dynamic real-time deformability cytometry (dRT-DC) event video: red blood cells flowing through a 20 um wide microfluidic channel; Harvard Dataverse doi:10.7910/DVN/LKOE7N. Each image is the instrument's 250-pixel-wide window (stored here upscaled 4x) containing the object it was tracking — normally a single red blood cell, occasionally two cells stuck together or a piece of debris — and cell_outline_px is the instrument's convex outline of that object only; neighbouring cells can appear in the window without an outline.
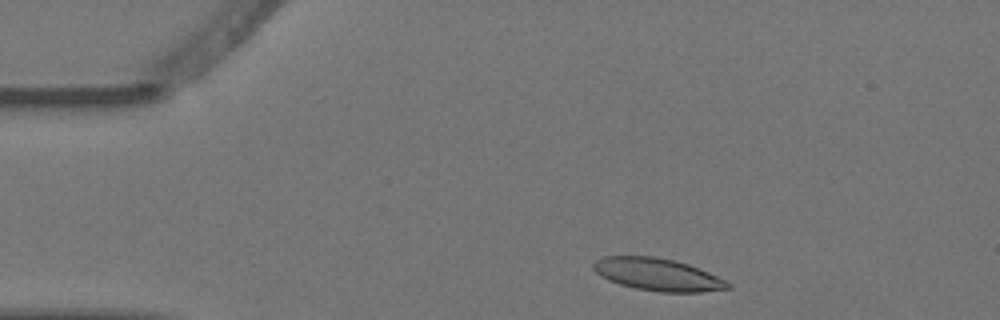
{"species": "Egyptian fruit bat (a non-hibernating species)", "species_latin": "Rousettus aegyptiacus", "temperature_condition": "warm", "stored_images_in_passage": 7, "camera_frame_rate_fps": 3000, "um_per_image_px": 0.085, "animal": {"sex": "female"}, "frame": {"image": 1, "passage_image": 1, "time_ms": 0.0, "image_size_px": [1000, 320], "cell_outline_px": [[732, 288], [700, 292], [660, 292], [636, 288], [620, 284], [608, 280], [600, 276], [592, 268], [592, 264], [596, 260], [604, 256], [652, 256], [672, 260], [688, 264], [708, 272], [732, 284]], "centroid_in_image_um": [55.88, 23.33], "position_along_channel_um": 29.1, "area_um2": 25.26}}
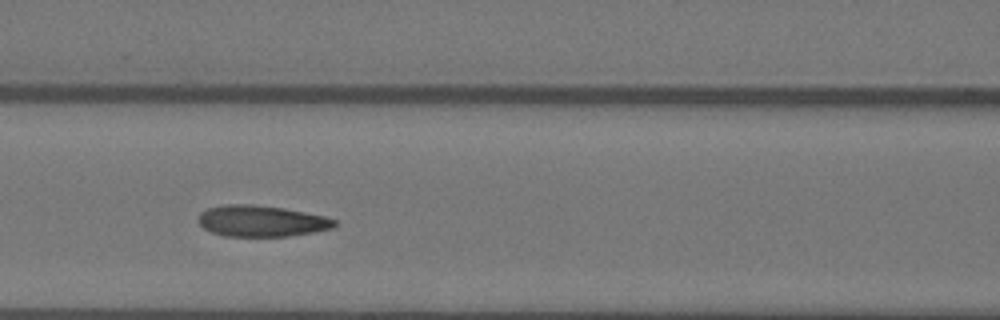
{"frame": {"image": 2, "passage_image": 5, "time_ms": 1.333, "image_size_px": [1000, 320], "cell_outline_px": [[336, 224], [332, 228], [312, 232], [288, 236], [224, 236], [212, 232], [204, 228], [200, 224], [200, 212], [208, 208], [224, 204], [252, 204], [284, 208], [324, 216], [336, 220]], "centroid_in_image_um": [22.21, 18.78], "position_along_channel_um": 144.4, "area_um2": 24.57}}
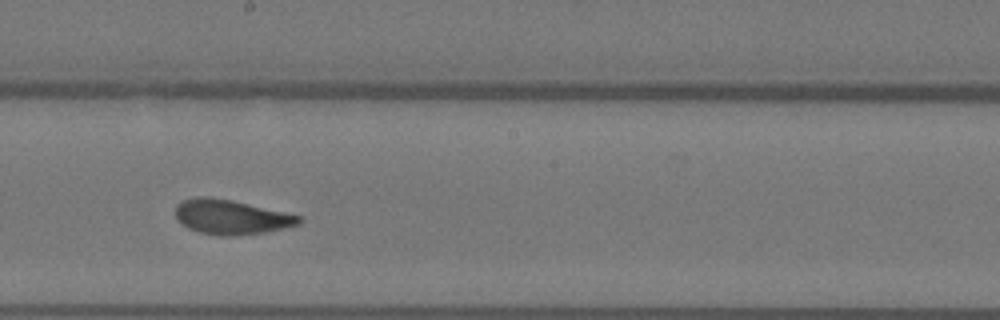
{"frame": {"image": 3, "passage_image": 7, "time_ms": 2.0, "image_size_px": [1000, 320], "cell_outline_px": [[304, 220], [300, 224], [284, 228], [264, 232], [232, 236], [220, 236], [200, 232], [188, 228], [176, 216], [176, 204], [180, 200], [196, 196], [208, 196], [232, 200], [284, 212], [300, 216]], "centroid_in_image_um": [19.64, 18.43], "position_along_channel_um": 228.6, "area_um2": 24.85}}